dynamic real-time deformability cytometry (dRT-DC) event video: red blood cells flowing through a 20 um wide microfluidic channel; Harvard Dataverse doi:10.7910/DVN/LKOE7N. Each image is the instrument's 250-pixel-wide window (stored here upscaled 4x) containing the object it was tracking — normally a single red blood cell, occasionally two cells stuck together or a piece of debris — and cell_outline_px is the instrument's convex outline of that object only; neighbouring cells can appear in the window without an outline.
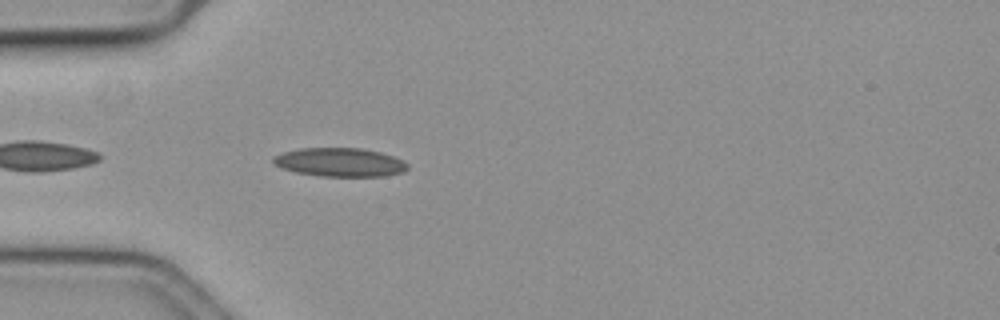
{"species": "common noctule bat (a hibernating species)", "species_latin": "Nyctalus noctula", "temperature_condition": "cold", "stored_images_in_passage": 15, "camera_frame_rate_fps": 3000, "um_per_image_px": 0.085, "animal": {"sex": "female", "body_mass_g": 19.3, "forearm_length_mm": 54.1}, "frame": {"image": 1, "passage_image": 3, "time_ms": 0.667, "image_size_px": [1000, 320], "cell_outline_px": [[408, 168], [404, 172], [384, 176], [320, 176], [296, 172], [284, 168], [276, 164], [272, 160], [276, 156], [284, 152], [300, 148], [360, 148], [380, 152], [392, 156], [408, 164]], "centroid_in_image_um": [28.92, 13.79], "position_along_channel_um": 56.1, "area_um2": 22.14}}
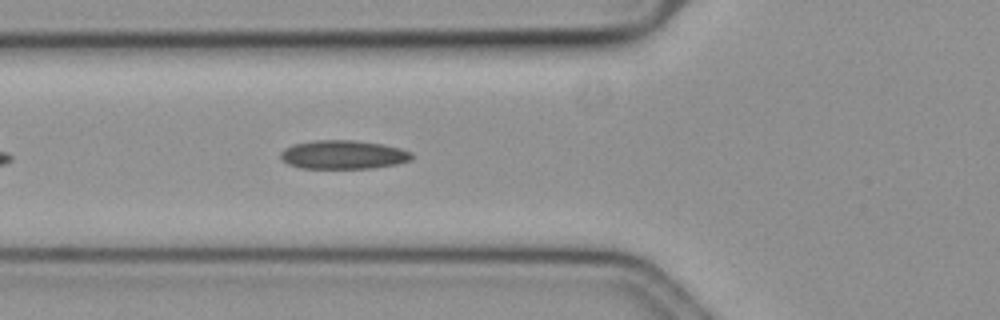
{"frame": {"image": 2, "passage_image": 7, "time_ms": 2.0, "image_size_px": [1000, 320], "cell_outline_px": [[416, 156], [412, 160], [396, 164], [372, 168], [300, 168], [288, 164], [280, 160], [280, 152], [284, 148], [292, 144], [312, 140], [356, 140], [380, 144], [400, 148], [412, 152]], "centroid_in_image_um": [29.16, 13.14], "position_along_channel_um": 96.6, "area_um2": 22.25}}
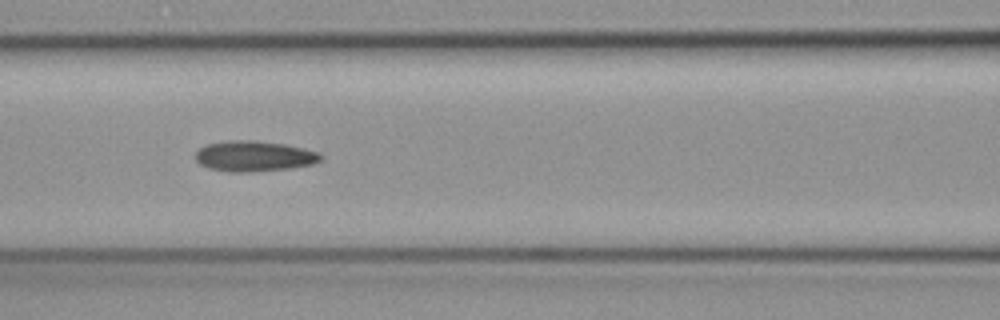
{"frame": {"image": 3, "passage_image": 11, "time_ms": 3.333, "image_size_px": [1000, 320], "cell_outline_px": [[324, 156], [320, 160], [312, 164], [292, 168], [252, 172], [228, 172], [208, 168], [200, 164], [196, 160], [196, 152], [200, 148], [208, 144], [232, 140], [252, 140], [284, 144], [304, 148], [320, 152]], "centroid_in_image_um": [21.63, 13.28], "position_along_channel_um": 145.0, "area_um2": 22.37}}